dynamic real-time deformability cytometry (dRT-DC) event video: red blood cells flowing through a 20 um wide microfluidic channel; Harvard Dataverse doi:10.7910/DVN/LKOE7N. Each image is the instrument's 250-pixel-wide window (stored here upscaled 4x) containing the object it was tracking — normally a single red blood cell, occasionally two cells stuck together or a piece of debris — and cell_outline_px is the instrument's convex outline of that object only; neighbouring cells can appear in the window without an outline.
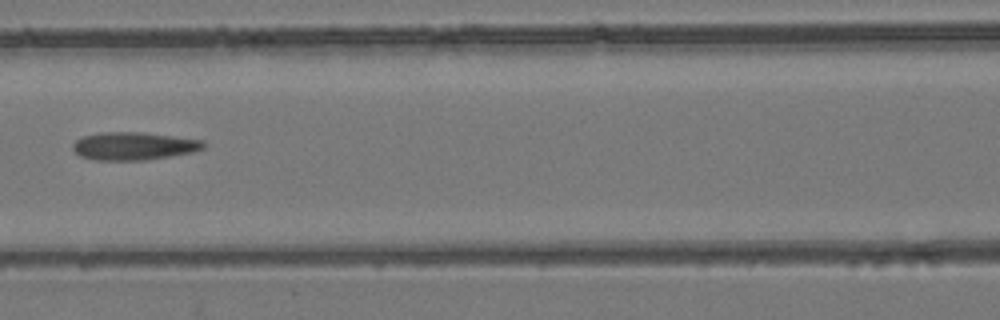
{"species": "common noctule bat (a hibernating species)", "species_latin": "Nyctalus noctula", "temperature_condition": "room temperature", "stored_images_in_passage": 4, "camera_frame_rate_fps": 3000, "um_per_image_px": 0.085, "animal": {"sex": "female", "body_mass_g": 24.6, "forearm_length_mm": 56.2}, "frame": {"image": 1, "passage_image": 3, "time_ms": 2.333, "image_size_px": [1000, 320], "cell_outline_px": [[208, 144], [204, 148], [192, 152], [172, 156], [148, 160], [96, 160], [80, 156], [72, 148], [72, 144], [76, 140], [84, 136], [100, 132], [140, 132], [204, 140]], "centroid_in_image_um": [11.39, 12.41], "position_along_channel_um": 155.2, "area_um2": 21.33}}
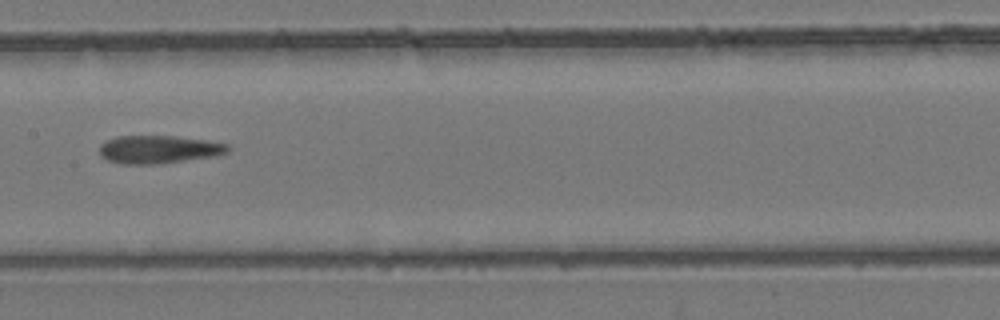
{"frame": {"image": 2, "passage_image": 4, "time_ms": 3.333, "image_size_px": [1000, 320], "cell_outline_px": [[232, 148], [228, 152], [216, 156], [160, 164], [120, 164], [108, 160], [100, 156], [100, 144], [116, 136], [172, 136], [204, 140], [228, 144]], "centroid_in_image_um": [13.5, 12.71], "position_along_channel_um": 193.9, "area_um2": 21.04}}